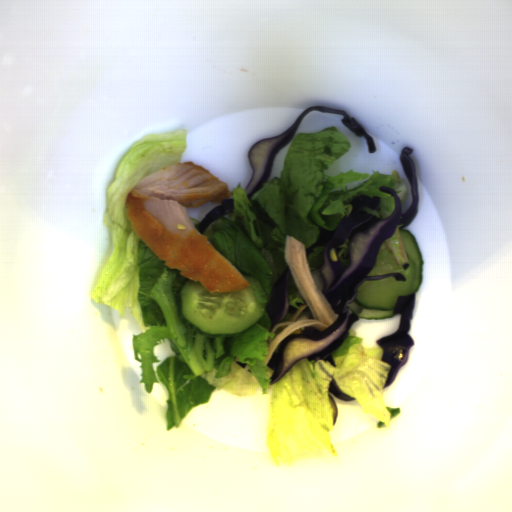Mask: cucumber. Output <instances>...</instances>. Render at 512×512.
Wrapping results in <instances>:
<instances>
[{
    "mask_svg": "<svg viewBox=\"0 0 512 512\" xmlns=\"http://www.w3.org/2000/svg\"><path fill=\"white\" fill-rule=\"evenodd\" d=\"M409 266L404 270L398 266L393 253L384 241L377 253L376 261L368 276L400 273L406 280L393 276L367 280L356 289L355 299L347 304L357 318L381 320L397 316L394 314L399 296H408L417 291L422 283L423 262L419 246L409 230L399 229Z\"/></svg>",
    "mask_w": 512,
    "mask_h": 512,
    "instance_id": "obj_2",
    "label": "cucumber"
},
{
    "mask_svg": "<svg viewBox=\"0 0 512 512\" xmlns=\"http://www.w3.org/2000/svg\"><path fill=\"white\" fill-rule=\"evenodd\" d=\"M242 276L249 287L236 292L210 293L190 279L182 285L177 294L180 314L199 336L236 337L260 321L268 302H258L253 287L264 291L263 286L251 274Z\"/></svg>",
    "mask_w": 512,
    "mask_h": 512,
    "instance_id": "obj_1",
    "label": "cucumber"
}]
</instances>
